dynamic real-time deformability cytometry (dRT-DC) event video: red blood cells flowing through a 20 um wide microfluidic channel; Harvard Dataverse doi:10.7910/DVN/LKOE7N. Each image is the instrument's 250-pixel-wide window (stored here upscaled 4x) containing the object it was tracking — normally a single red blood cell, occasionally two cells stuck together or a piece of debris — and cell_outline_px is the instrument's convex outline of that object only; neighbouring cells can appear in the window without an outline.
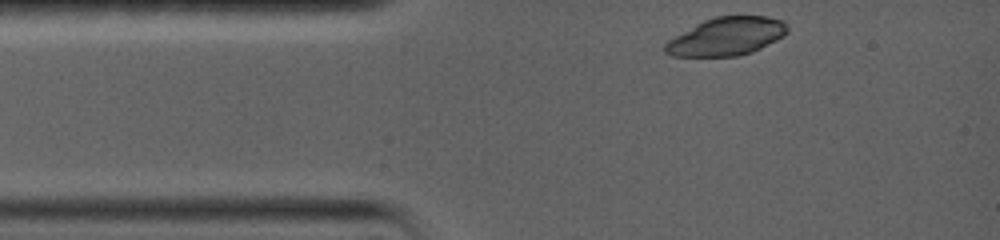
{"species": "common noctule bat (a hibernating species)", "species_latin": "Nyctalus noctula", "temperature_condition": "warm", "stored_images_in_passage": 13, "camera_frame_rate_fps": 5000, "um_per_image_px": 0.085, "animal": {"sex": "female", "body_mass_g": 19.0, "forearm_length_mm": 56.7}, "frame": {"image": 1, "passage_image": 1, "time_ms": 0.0, "image_size_px": [1000, 240], "cell_outline_px": [[788, 32], [784, 36], [752, 52], [736, 56], [672, 56], [664, 52], [664, 44], [668, 40], [696, 24], [704, 20], [716, 16], [768, 16], [784, 20], [788, 28]], "centroid_in_image_um": [61.77, 3.09], "position_along_channel_um": 23.2, "area_um2": 27.11}}